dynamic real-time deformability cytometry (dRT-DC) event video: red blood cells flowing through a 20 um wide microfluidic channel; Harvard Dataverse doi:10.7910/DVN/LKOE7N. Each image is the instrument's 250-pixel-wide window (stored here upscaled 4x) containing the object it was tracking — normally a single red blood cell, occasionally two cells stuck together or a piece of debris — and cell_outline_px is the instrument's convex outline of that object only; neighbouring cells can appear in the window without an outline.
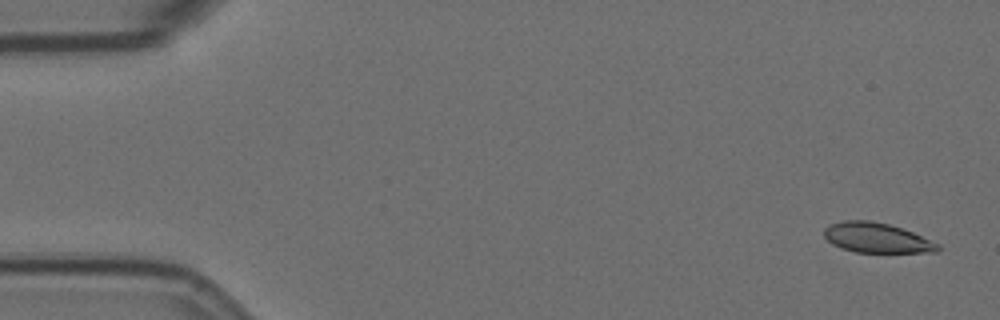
{"species": "Egyptian fruit bat (a non-hibernating species)", "species_latin": "Rousettus aegyptiacus", "temperature_condition": "room temperature", "stored_images_in_passage": 5, "camera_frame_rate_fps": 3000, "um_per_image_px": 0.085, "animal": {"sex": "female"}, "frame": {"image": 1, "passage_image": 1, "time_ms": 0.0, "image_size_px": [1000, 320], "cell_outline_px": [[940, 248], [936, 252], [856, 252], [840, 248], [832, 244], [824, 236], [824, 228], [828, 224], [844, 220], [868, 220], [888, 224], [912, 232], [940, 244]], "centroid_in_image_um": [74.48, 20.21], "position_along_channel_um": 10.5, "area_um2": 19.77}}
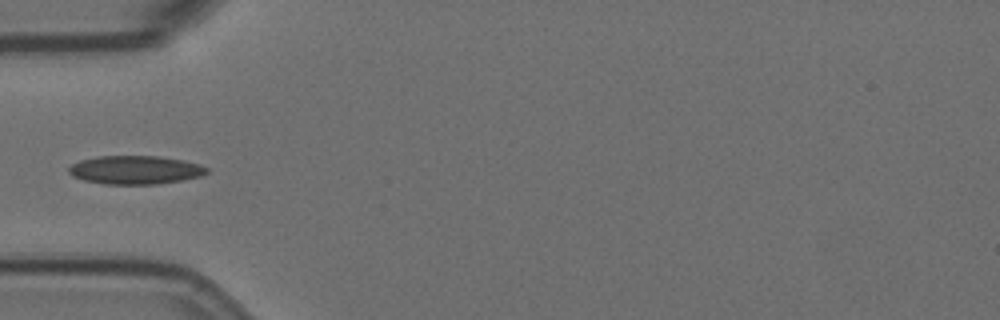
{"frame": {"image": 2, "passage_image": 5, "time_ms": 5.333, "image_size_px": [1000, 320], "cell_outline_px": [[208, 172], [200, 176], [180, 180], [156, 184], [104, 184], [84, 180], [72, 176], [68, 172], [68, 168], [72, 164], [80, 160], [96, 156], [156, 156], [184, 160], [200, 164], [208, 168]], "centroid_in_image_um": [11.47, 14.44], "position_along_channel_um": 73.5, "area_um2": 22.89}}